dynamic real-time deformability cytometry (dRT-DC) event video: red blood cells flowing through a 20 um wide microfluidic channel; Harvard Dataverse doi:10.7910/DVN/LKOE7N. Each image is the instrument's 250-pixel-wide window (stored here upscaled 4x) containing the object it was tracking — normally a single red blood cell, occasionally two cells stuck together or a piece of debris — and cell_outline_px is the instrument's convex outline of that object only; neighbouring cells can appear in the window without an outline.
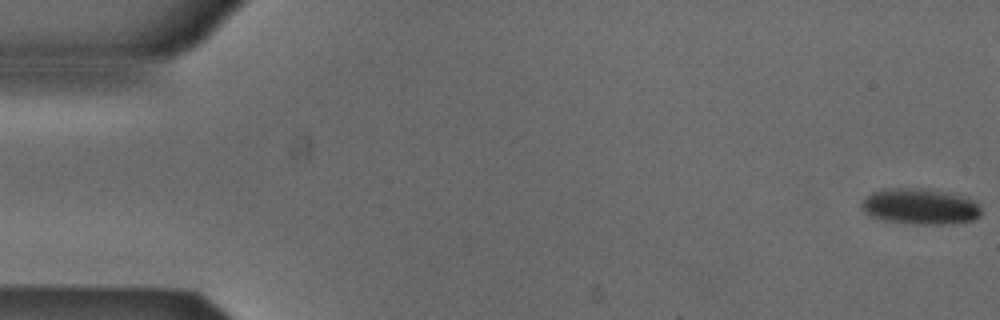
{"species": "Egyptian fruit bat (a non-hibernating species)", "species_latin": "Rousettus aegyptiacus", "temperature_condition": "cold", "stored_images_in_passage": 8, "camera_frame_rate_fps": 3000, "um_per_image_px": 0.085, "animal": {"sex": "male"}, "frame": {"image": 1, "passage_image": 1, "time_ms": 0.0, "image_size_px": [1000, 320], "cell_outline_px": [[980, 216], [972, 220], [944, 224], [912, 224], [880, 220], [868, 216], [860, 208], [860, 204], [864, 196], [872, 192], [884, 188], [912, 188], [952, 192], [968, 196], [976, 200], [980, 204]], "centroid_in_image_um": [78.18, 17.54], "position_along_channel_um": 6.8, "area_um2": 25.66}}